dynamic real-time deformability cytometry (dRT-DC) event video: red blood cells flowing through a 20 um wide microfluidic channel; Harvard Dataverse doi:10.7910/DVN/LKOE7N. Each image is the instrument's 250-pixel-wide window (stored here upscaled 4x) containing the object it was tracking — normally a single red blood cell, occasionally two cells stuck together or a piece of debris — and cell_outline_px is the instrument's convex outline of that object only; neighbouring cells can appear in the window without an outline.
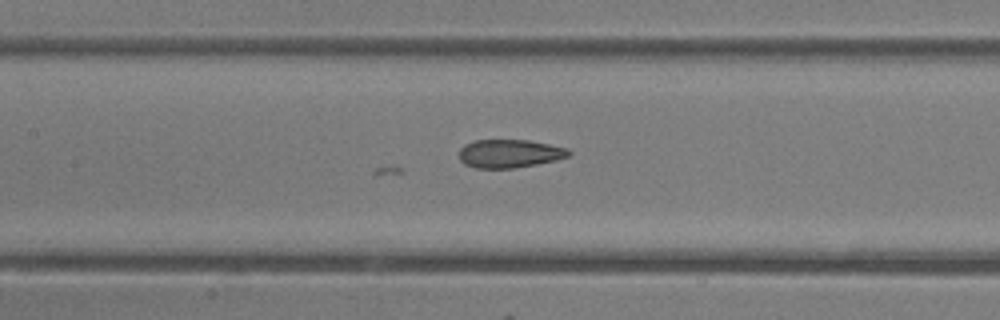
{"species": "common noctule bat (a hibernating species)", "species_latin": "Nyctalus noctula", "temperature_condition": "room temperature", "stored_images_in_passage": 46, "camera_frame_rate_fps": 3000, "um_per_image_px": 0.085, "animal": {"sex": "female"}, "frame": {"image": 1, "passage_image": 20, "time_ms": 6.333, "image_size_px": [1000, 320], "cell_outline_px": [[572, 152], [568, 156], [556, 160], [516, 168], [476, 168], [464, 164], [460, 160], [460, 148], [464, 144], [476, 140], [528, 140], [568, 148]], "centroid_in_image_um": [43.31, 13.05], "position_along_channel_um": 164.1, "area_um2": 18.09}}
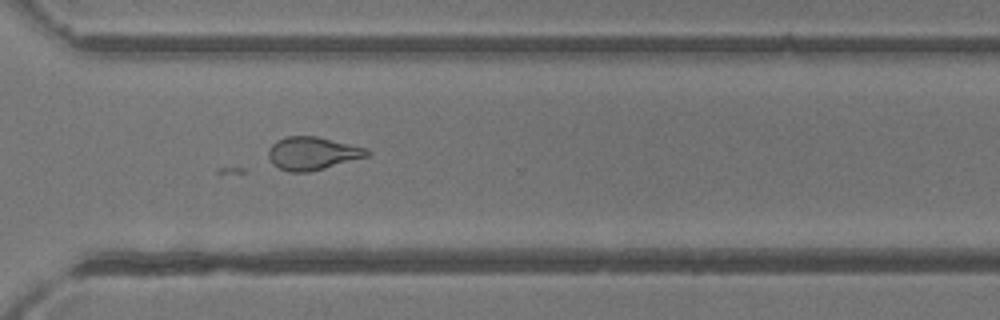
{"frame": {"image": 2, "passage_image": 33, "time_ms": 10.667, "image_size_px": [1000, 320], "cell_outline_px": [[372, 152], [368, 156], [324, 168], [308, 172], [288, 172], [272, 164], [268, 156], [268, 152], [272, 144], [276, 140], [288, 136], [316, 136], [368, 148]], "centroid_in_image_um": [26.56, 13.03], "position_along_channel_um": 344.0, "area_um2": 18.96}}
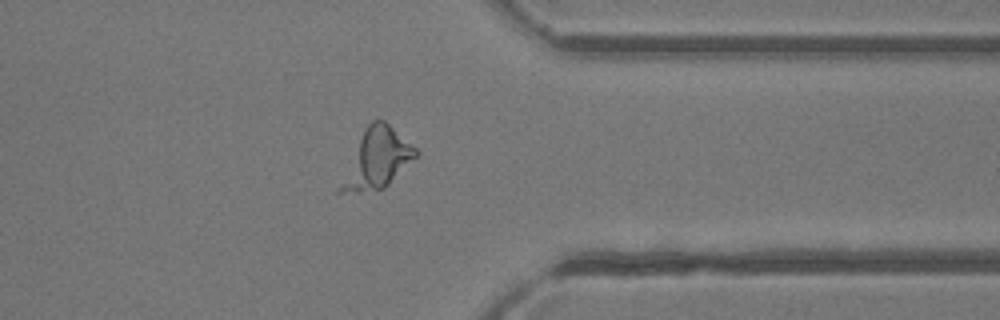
{"frame": {"image": 3, "passage_image": 36, "time_ms": 11.667, "image_size_px": [1000, 320], "cell_outline_px": [[420, 152], [384, 188], [356, 192], [336, 192], [336, 188], [364, 128], [372, 120], [384, 120], [416, 148]], "centroid_in_image_um": [31.99, 13.49], "position_along_channel_um": 379.4, "area_um2": 25.55}}